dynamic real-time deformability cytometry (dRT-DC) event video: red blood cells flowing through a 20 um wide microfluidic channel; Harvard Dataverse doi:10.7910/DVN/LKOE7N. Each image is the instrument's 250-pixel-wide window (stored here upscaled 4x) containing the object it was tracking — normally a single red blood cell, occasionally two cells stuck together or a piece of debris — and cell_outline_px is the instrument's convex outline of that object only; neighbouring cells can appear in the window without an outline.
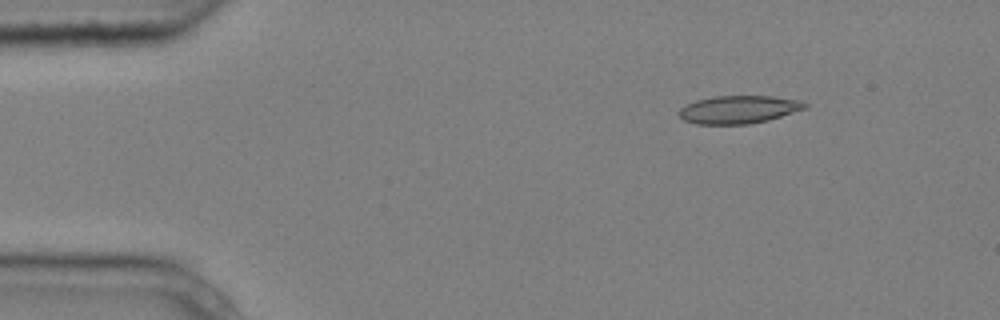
{"species": "common noctule bat (a hibernating species)", "species_latin": "Nyctalus noctula", "temperature_condition": "cold", "stored_images_in_passage": 4, "camera_frame_rate_fps": 3000, "um_per_image_px": 0.085, "animal": {"sex": "male", "body_mass_g": 20.4}, "frame": {"image": 1, "passage_image": 2, "time_ms": 0.333, "image_size_px": [1000, 320], "cell_outline_px": [[808, 108], [768, 120], [748, 124], [696, 124], [684, 120], [680, 116], [680, 108], [696, 100], [712, 96], [772, 96], [804, 100], [808, 104]], "centroid_in_image_um": [62.85, 9.3], "position_along_channel_um": 22.1, "area_um2": 20.58}}